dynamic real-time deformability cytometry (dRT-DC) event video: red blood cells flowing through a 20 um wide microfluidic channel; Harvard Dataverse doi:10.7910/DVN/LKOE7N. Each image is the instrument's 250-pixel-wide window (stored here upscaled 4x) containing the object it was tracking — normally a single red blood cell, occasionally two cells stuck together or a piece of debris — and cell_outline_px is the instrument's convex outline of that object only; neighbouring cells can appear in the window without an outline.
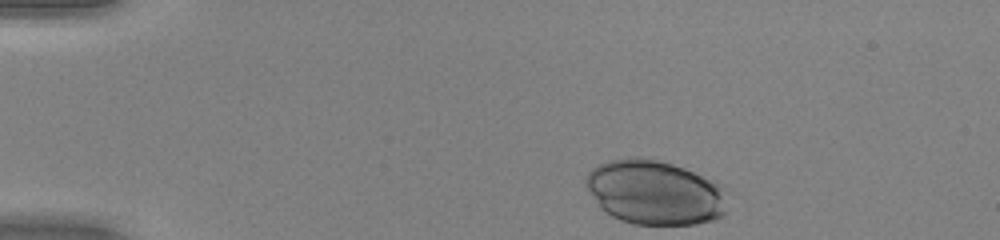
{"species": "human", "species_latin": "Homo sapiens", "temperature_condition": "warm", "stored_images_in_passage": 42, "camera_frame_rate_fps": 3000, "um_per_image_px": 0.085, "donor": {"sex": "female"}, "frame": {"image": 1, "passage_image": 1, "time_ms": 0.0, "image_size_px": [1000, 240], "cell_outline_px": [[728, 192], [724, 216], [712, 220], [696, 224], [632, 224], [620, 220], [612, 216], [600, 208], [588, 188], [584, 180], [588, 172], [592, 168], [608, 160], [628, 156], [640, 156], [672, 164], [684, 168], [724, 184], [728, 188]], "centroid_in_image_um": [55.7, 16.35], "position_along_channel_um": 29.3, "area_um2": 53.81}}
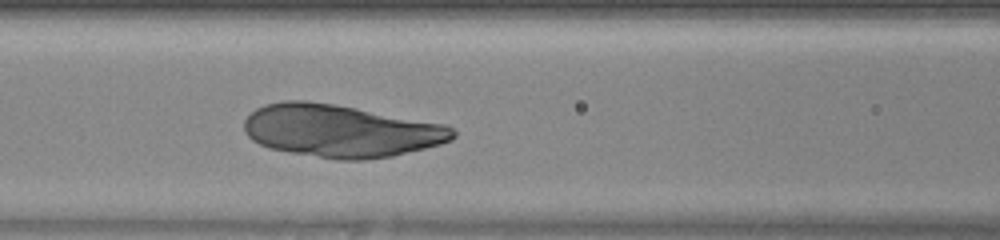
{"frame": {"image": 2, "passage_image": 15, "time_ms": 4.667, "image_size_px": [1000, 240], "cell_outline_px": [[456, 136], [452, 140], [440, 144], [392, 156], [364, 160], [336, 160], [268, 148], [252, 140], [244, 132], [244, 120], [256, 108], [264, 104], [284, 100], [304, 100], [332, 104], [356, 108], [448, 124], [456, 132]], "centroid_in_image_um": [28.96, 11.12], "position_along_channel_um": 137.6, "area_um2": 64.1}}
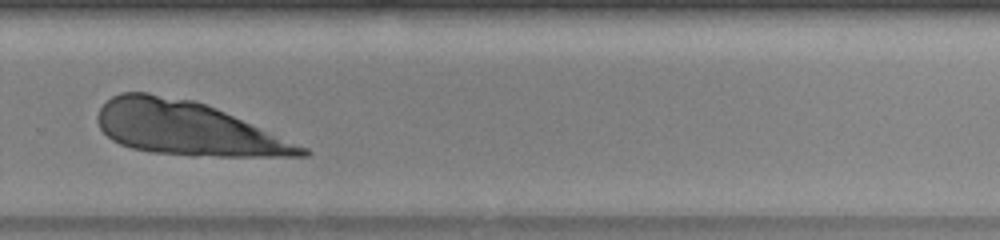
{"frame": {"image": 3, "passage_image": 28, "time_ms": 9.0, "image_size_px": [1000, 240], "cell_outline_px": [[312, 152], [308, 156], [192, 156], [152, 152], [132, 148], [120, 144], [112, 140], [100, 128], [96, 120], [96, 116], [100, 108], [112, 96], [120, 92], [148, 92], [192, 100], [216, 108], [308, 148]], "centroid_in_image_um": [15.89, 10.92], "position_along_channel_um": 313.9, "area_um2": 63.35}}